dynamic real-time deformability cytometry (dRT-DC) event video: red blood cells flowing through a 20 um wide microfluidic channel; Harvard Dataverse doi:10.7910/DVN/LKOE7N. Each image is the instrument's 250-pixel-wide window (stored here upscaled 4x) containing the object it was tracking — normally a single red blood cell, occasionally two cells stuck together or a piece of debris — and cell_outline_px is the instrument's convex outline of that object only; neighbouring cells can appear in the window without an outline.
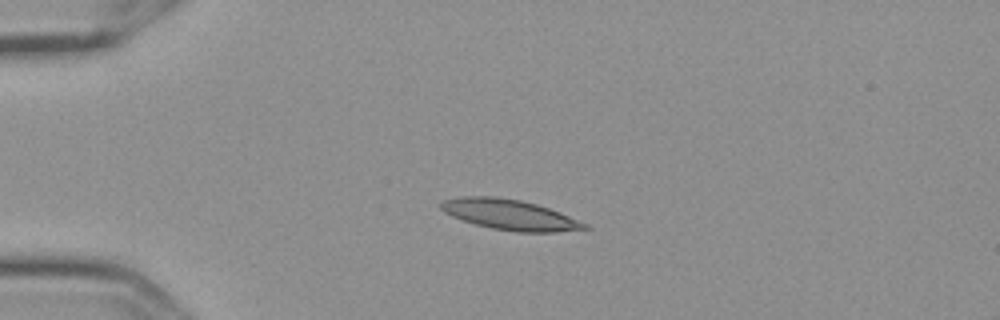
{"species": "Egyptian fruit bat (a non-hibernating species)", "species_latin": "Rousettus aegyptiacus", "temperature_condition": "cold", "stored_images_in_passage": 6, "camera_frame_rate_fps": 3000, "um_per_image_px": 0.085, "frame": {"image": 1, "passage_image": 4, "time_ms": 1.0, "image_size_px": [1000, 320], "cell_outline_px": [[592, 228], [556, 232], [516, 232], [492, 228], [476, 224], [452, 216], [444, 212], [440, 208], [440, 204], [444, 200], [460, 196], [496, 196], [520, 200], [536, 204], [560, 212], [588, 224]], "centroid_in_image_um": [43.35, 18.25], "position_along_channel_um": 41.7, "area_um2": 25.37}}
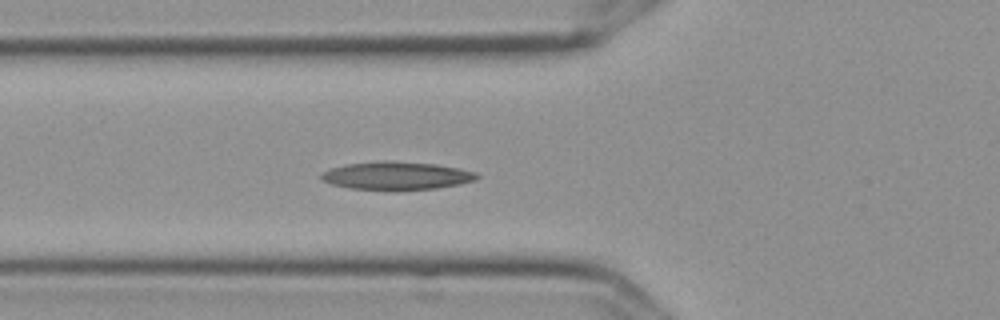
{"frame": {"image": 2, "passage_image": 6, "time_ms": 1.667, "image_size_px": [1000, 320], "cell_outline_px": [[480, 176], [476, 180], [460, 184], [436, 188], [396, 192], [348, 188], [332, 184], [320, 180], [320, 176], [324, 172], [332, 168], [344, 164], [380, 160], [384, 160], [436, 164], [476, 172]], "centroid_in_image_um": [33.68, 14.96], "position_along_channel_um": 92.1, "area_um2": 26.07}}